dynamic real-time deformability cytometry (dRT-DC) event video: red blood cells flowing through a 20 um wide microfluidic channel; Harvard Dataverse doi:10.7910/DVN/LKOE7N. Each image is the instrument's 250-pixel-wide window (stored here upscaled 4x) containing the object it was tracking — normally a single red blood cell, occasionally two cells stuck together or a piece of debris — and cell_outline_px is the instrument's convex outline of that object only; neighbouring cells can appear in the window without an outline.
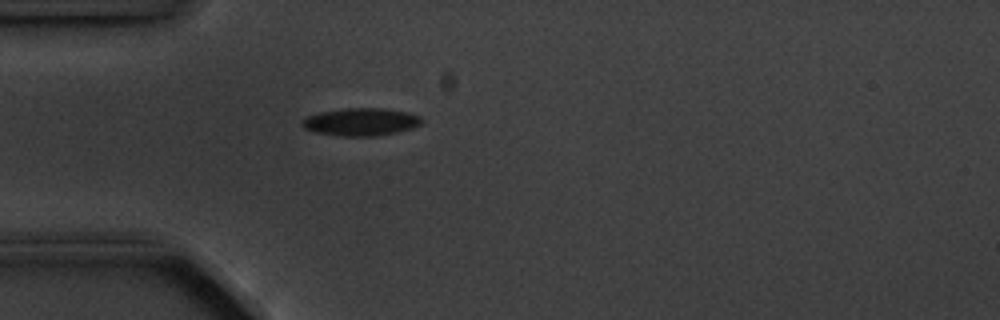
{"species": "common noctule bat (a hibernating species)", "species_latin": "Nyctalus noctula", "temperature_condition": "cold", "stored_images_in_passage": 1, "camera_frame_rate_fps": 3000, "um_per_image_px": 0.085, "animal": {"sex": "male", "body_mass_g": 20.1, "forearm_length_mm": 53.5}, "frame": {"image": 1, "passage_image": 1, "time_ms": 0.0, "image_size_px": [1000, 320], "cell_outline_px": [[420, 124], [412, 128], [396, 132], [376, 136], [344, 136], [316, 132], [304, 128], [300, 124], [300, 120], [308, 116], [320, 112], [348, 108], [384, 108], [408, 112], [420, 116]], "centroid_in_image_um": [30.65, 10.35], "position_along_channel_um": 54.3, "area_um2": 19.13}}